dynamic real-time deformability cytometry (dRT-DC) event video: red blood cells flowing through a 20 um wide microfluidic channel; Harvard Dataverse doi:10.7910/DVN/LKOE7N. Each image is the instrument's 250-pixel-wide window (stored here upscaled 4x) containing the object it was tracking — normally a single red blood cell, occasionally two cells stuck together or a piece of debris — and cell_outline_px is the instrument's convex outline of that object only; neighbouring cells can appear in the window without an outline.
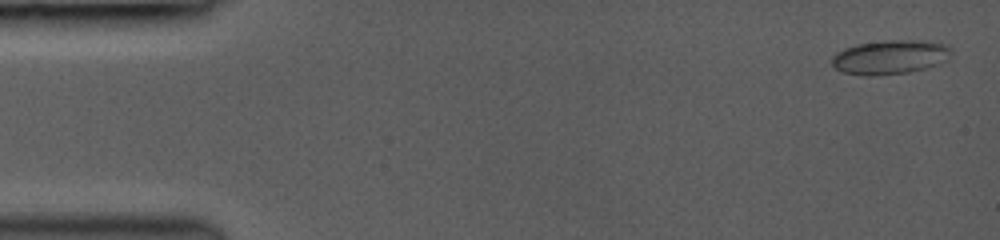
{"species": "common noctule bat (a hibernating species)", "species_latin": "Nyctalus noctula", "temperature_condition": "room temperature", "stored_images_in_passage": 36, "camera_frame_rate_fps": 3000, "um_per_image_px": 0.085, "animal": {"sex": "female", "body_mass_g": 19.0, "forearm_length_mm": 53.3}, "frame": {"image": 1, "passage_image": 3, "time_ms": 0.333, "image_size_px": [1000, 240], "cell_outline_px": [[952, 52], [948, 60], [940, 64], [928, 68], [908, 72], [872, 76], [864, 76], [844, 72], [836, 68], [832, 64], [832, 56], [836, 52], [844, 48], [856, 44], [888, 40], [928, 40], [948, 44], [952, 48]], "centroid_in_image_um": [75.72, 4.84], "position_along_channel_um": 9.3, "area_um2": 24.22}}
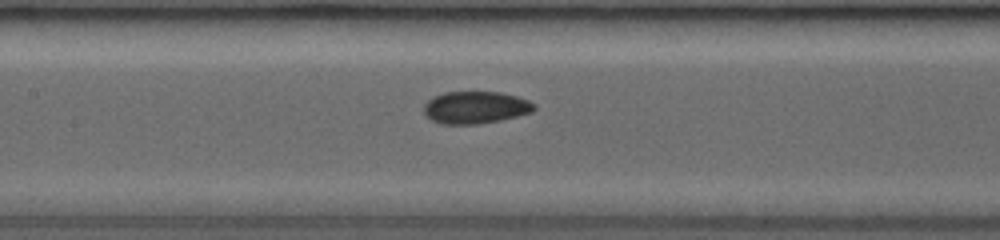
{"frame": {"image": 2, "passage_image": 18, "time_ms": 7.333, "image_size_px": [1000, 240], "cell_outline_px": [[536, 108], [532, 112], [500, 120], [476, 124], [444, 124], [432, 120], [424, 112], [424, 104], [432, 96], [444, 92], [500, 92], [516, 96], [528, 100], [536, 104]], "centroid_in_image_um": [40.42, 9.12], "position_along_channel_um": 167.0, "area_um2": 20.69}}
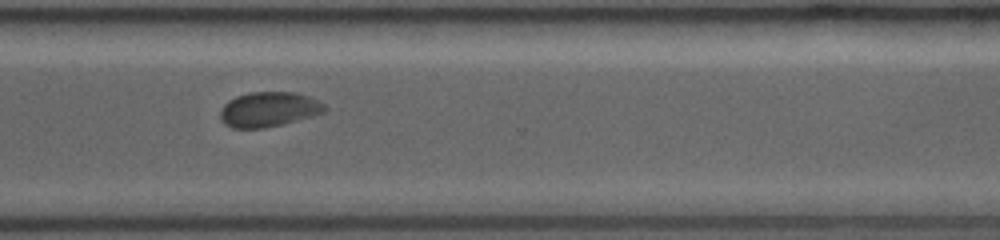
{"frame": {"image": 3, "passage_image": 35, "time_ms": 11.667, "image_size_px": [1000, 240], "cell_outline_px": [[328, 108], [324, 112], [312, 116], [284, 124], [264, 128], [232, 128], [224, 124], [220, 120], [220, 108], [228, 100], [236, 96], [252, 92], [296, 92], [308, 96], [324, 104]], "centroid_in_image_um": [22.82, 9.3], "position_along_channel_um": 347.8, "area_um2": 21.39}}